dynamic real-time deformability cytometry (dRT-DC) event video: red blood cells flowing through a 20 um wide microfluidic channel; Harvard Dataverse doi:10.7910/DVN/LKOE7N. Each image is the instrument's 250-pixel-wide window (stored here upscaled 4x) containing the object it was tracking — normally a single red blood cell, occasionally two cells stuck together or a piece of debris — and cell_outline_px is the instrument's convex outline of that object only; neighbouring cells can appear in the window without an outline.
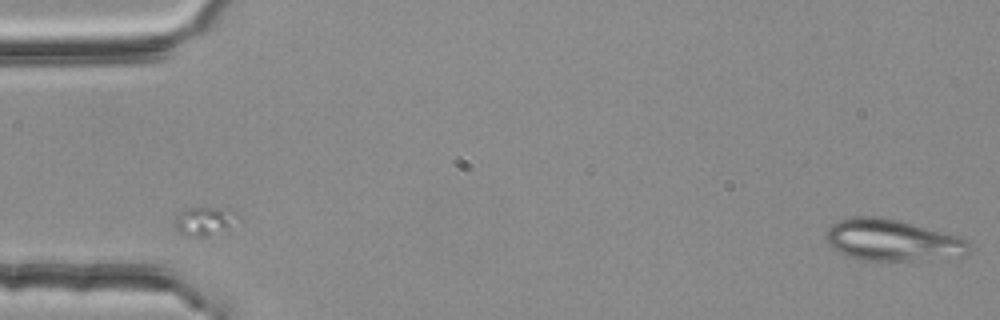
{"species": "common noctule bat (a hibernating species)", "species_latin": "Nyctalus noctula", "temperature_condition": "room temperature", "stored_images_in_passage": 4, "camera_frame_rate_fps": 3000, "um_per_image_px": 0.085, "animal": {"sex": "female", "body_mass_g": 25.1}, "frame": {"image": 1, "passage_image": 1, "time_ms": 0.0, "image_size_px": [1000, 320], "cell_outline_px": [[968, 252], [964, 256], [908, 260], [860, 260], [836, 252], [832, 248], [824, 236], [828, 228], [836, 220], [852, 216], [876, 216], [900, 220], [964, 236], [968, 240]], "centroid_in_image_um": [75.83, 20.39], "position_along_channel_um": 9.2, "area_um2": 35.08}}